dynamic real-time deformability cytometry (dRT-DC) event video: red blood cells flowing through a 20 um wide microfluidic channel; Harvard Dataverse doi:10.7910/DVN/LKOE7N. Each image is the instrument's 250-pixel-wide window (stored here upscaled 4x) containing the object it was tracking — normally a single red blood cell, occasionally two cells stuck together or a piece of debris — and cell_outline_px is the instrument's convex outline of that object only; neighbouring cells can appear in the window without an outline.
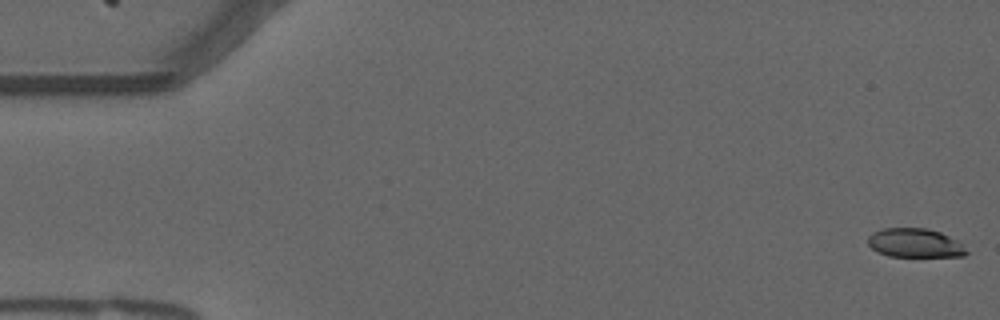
{"species": "common noctule bat (a hibernating species)", "species_latin": "Nyctalus noctula", "temperature_condition": "warm", "stored_images_in_passage": 29, "camera_frame_rate_fps": 3000, "um_per_image_px": 0.085, "animal": {"sex": "male", "forearm_length_mm": 52.5}, "frame": {"image": 1, "passage_image": 1, "time_ms": 0.0, "image_size_px": [1000, 320], "cell_outline_px": [[968, 252], [964, 256], [888, 256], [872, 248], [868, 244], [868, 236], [872, 232], [884, 228], [928, 228], [940, 232], [956, 240]], "centroid_in_image_um": [77.74, 20.64], "position_along_channel_um": 7.3, "area_um2": 16.42}}
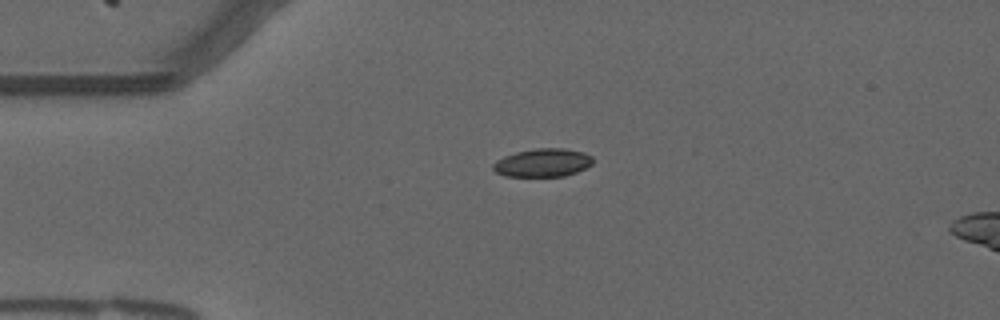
{"frame": {"image": 2, "passage_image": 12, "time_ms": 3.667, "image_size_px": [1000, 320], "cell_outline_px": [[592, 164], [576, 172], [564, 176], [504, 176], [496, 172], [492, 168], [492, 164], [504, 156], [516, 152], [536, 148], [564, 148], [584, 152], [592, 156]], "centroid_in_image_um": [46.13, 13.82], "position_along_channel_um": 38.9, "area_um2": 16.36}}
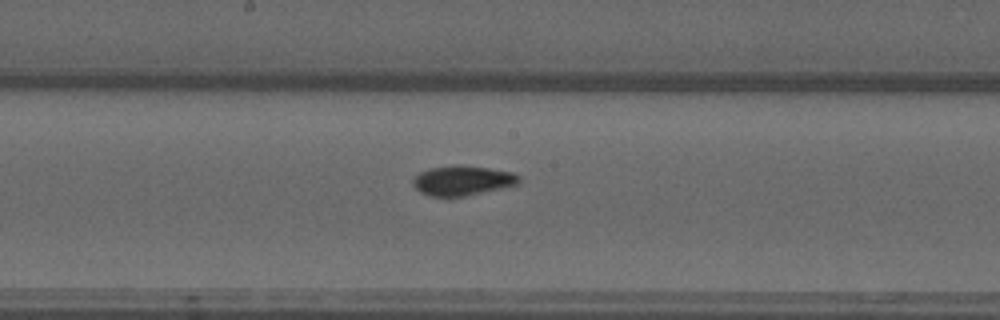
{"frame": {"image": 3, "passage_image": 28, "time_ms": 9.0, "image_size_px": [1000, 320], "cell_outline_px": [[520, 180], [516, 184], [500, 188], [448, 200], [432, 196], [420, 192], [412, 184], [412, 180], [420, 172], [428, 168], [452, 164], [460, 164], [488, 168], [512, 172], [520, 176]], "centroid_in_image_um": [39.24, 15.36], "position_along_channel_um": 209.0, "area_um2": 18.84}}